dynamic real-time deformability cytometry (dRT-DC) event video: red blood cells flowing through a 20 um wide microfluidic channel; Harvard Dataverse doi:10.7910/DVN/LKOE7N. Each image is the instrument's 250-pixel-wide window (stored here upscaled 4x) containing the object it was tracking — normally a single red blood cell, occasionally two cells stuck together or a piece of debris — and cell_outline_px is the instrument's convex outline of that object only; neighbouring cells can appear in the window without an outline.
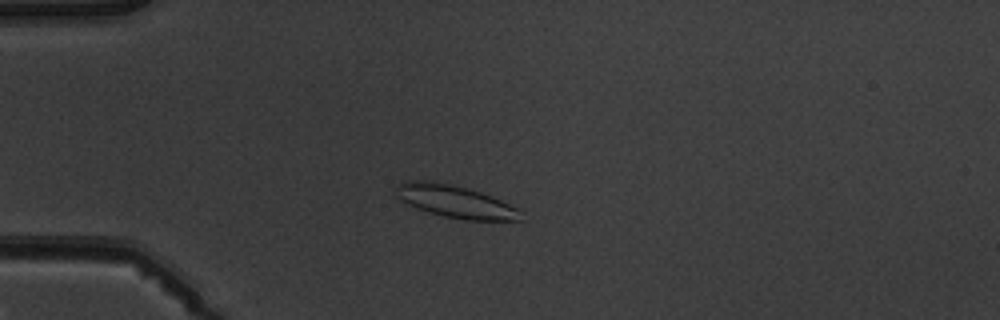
{"species": "common noctule bat (a hibernating species)", "species_latin": "Nyctalus noctula", "temperature_condition": "warm", "stored_images_in_passage": 4, "camera_frame_rate_fps": 3000, "um_per_image_px": 0.085, "animal": {"sex": "male", "body_mass_g": 19.5, "forearm_length_mm": 54.6}, "frame": {"image": 1, "passage_image": 1, "time_ms": 0.0, "image_size_px": [1000, 320], "cell_outline_px": [[524, 220], [464, 220], [444, 216], [428, 212], [416, 208], [400, 200], [396, 196], [396, 184], [408, 180], [432, 180], [452, 184], [480, 192], [492, 196], [520, 208]], "centroid_in_image_um": [38.7, 17.12], "position_along_channel_um": 46.3, "area_um2": 23.93}}
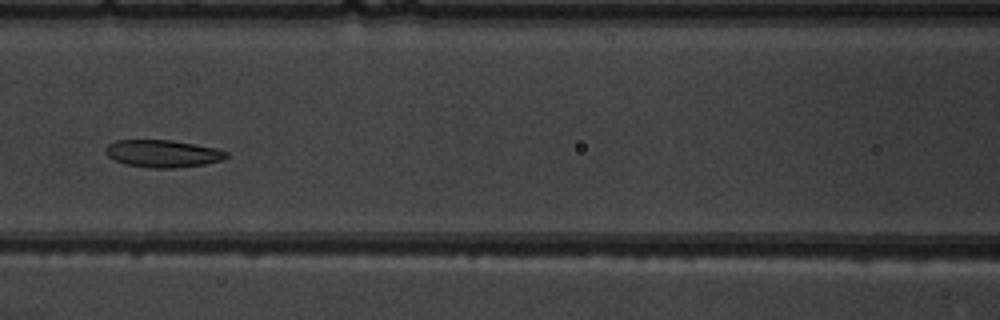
{"frame": {"image": 2, "passage_image": 4, "time_ms": 3.333, "image_size_px": [1000, 320], "cell_outline_px": [[228, 156], [220, 160], [204, 164], [176, 168], [152, 168], [124, 164], [108, 156], [104, 152], [108, 144], [116, 140], [172, 140], [216, 148], [228, 152]], "centroid_in_image_um": [13.82, 13.05], "position_along_channel_um": 152.8, "area_um2": 19.19}}